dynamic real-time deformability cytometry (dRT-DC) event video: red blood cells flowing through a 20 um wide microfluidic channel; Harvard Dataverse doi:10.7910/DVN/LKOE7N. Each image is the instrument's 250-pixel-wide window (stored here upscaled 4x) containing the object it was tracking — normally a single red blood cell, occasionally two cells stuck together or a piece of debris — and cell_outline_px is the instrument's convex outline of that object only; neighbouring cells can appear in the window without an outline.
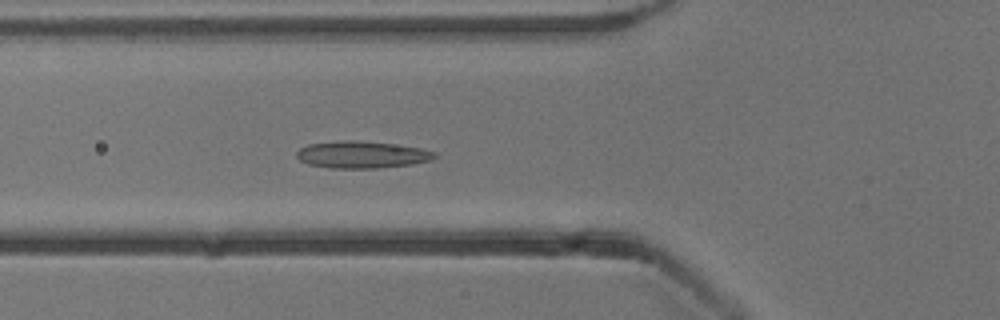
{"species": "common noctule bat (a hibernating species)", "species_latin": "Nyctalus noctula", "temperature_condition": "cold", "stored_images_in_passage": 48, "camera_frame_rate_fps": 3000, "um_per_image_px": 0.085, "animal": {"sex": "male", "body_mass_g": 13.3}, "frame": {"image": 1, "passage_image": 14, "time_ms": 4.333, "image_size_px": [1000, 320], "cell_outline_px": [[440, 156], [432, 160], [412, 164], [376, 168], [332, 168], [308, 164], [300, 160], [296, 156], [296, 152], [300, 148], [308, 144], [340, 140], [360, 140], [392, 144], [420, 148], [436, 152]], "centroid_in_image_um": [30.77, 13.14], "position_along_channel_um": 95.0, "area_um2": 21.85}}
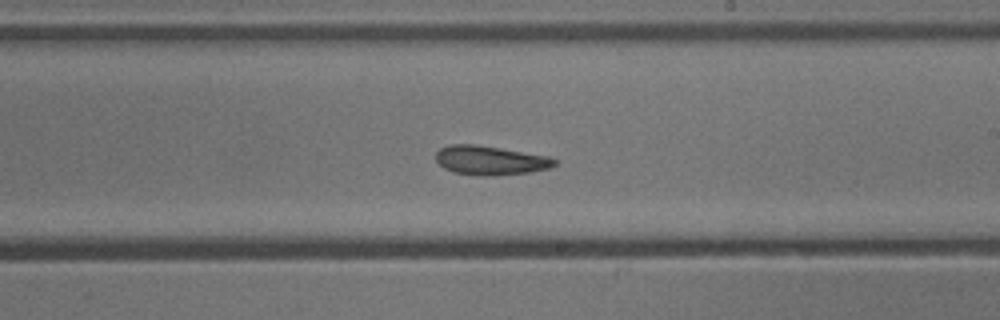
{"frame": {"image": 2, "passage_image": 26, "time_ms": 8.333, "image_size_px": [1000, 320], "cell_outline_px": [[556, 164], [548, 168], [528, 172], [496, 176], [480, 176], [452, 172], [444, 168], [436, 160], [436, 152], [440, 148], [448, 144], [472, 144], [500, 148], [548, 156], [556, 160]], "centroid_in_image_um": [41.63, 13.63], "position_along_channel_um": 247.4, "area_um2": 20.11}}
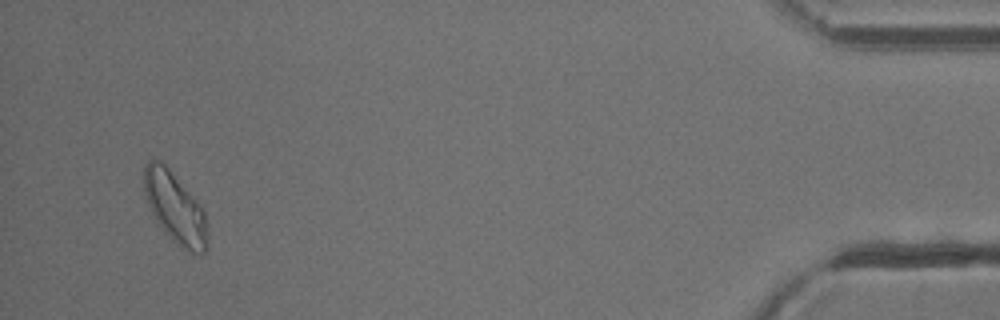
{"frame": {"image": 3, "passage_image": 46, "time_ms": 15.0, "image_size_px": [1000, 320], "cell_outline_px": [[208, 248], [200, 256], [192, 256], [180, 248], [156, 224], [148, 204], [144, 192], [144, 164], [152, 156], [160, 160], [168, 168], [196, 200], [204, 212], [208, 224]], "centroid_in_image_um": [14.89, 17.74], "position_along_channel_um": 420.3, "area_um2": 26.93}, "authors_computed_cell_mechanics": {"area_um2": 21.1548, "velocity_mm_per_s": 3.8103, "shape_relaxation_time_tau1_ms": null, "shape_relaxation_time_tau2_ms": 4.5587, "deformation_change_tau1": null, "deformation_change_tau2": 0.0989}}